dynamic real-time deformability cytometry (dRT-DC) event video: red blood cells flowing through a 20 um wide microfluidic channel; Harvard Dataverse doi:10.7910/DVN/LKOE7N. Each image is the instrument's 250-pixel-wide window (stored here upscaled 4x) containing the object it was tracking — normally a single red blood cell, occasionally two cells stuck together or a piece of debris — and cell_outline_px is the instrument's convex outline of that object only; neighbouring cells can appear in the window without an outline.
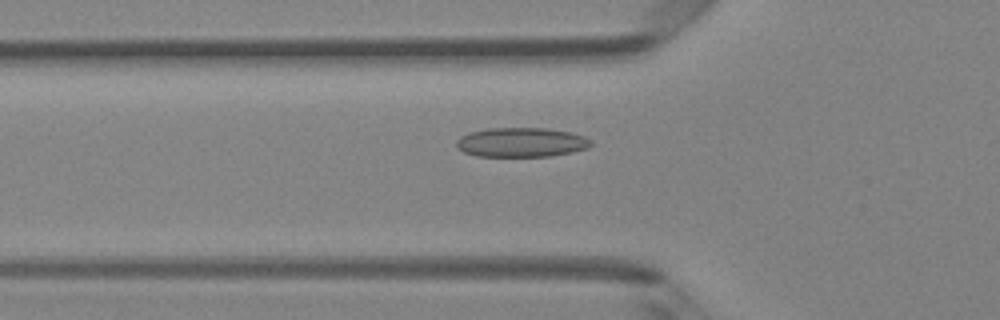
{"species": "Egyptian fruit bat (a non-hibernating species)", "species_latin": "Rousettus aegyptiacus", "temperature_condition": "room temperature", "stored_images_in_passage": 45, "camera_frame_rate_fps": 3000, "um_per_image_px": 0.085, "animal": {"sex": "female"}, "frame": {"image": 1, "passage_image": 17, "time_ms": 5.333, "image_size_px": [1000, 320], "cell_outline_px": [[592, 144], [588, 148], [572, 152], [548, 156], [476, 156], [464, 152], [456, 148], [456, 140], [460, 136], [468, 132], [488, 128], [544, 128], [572, 132], [584, 136], [592, 140]], "centroid_in_image_um": [44.29, 12.09], "position_along_channel_um": 81.5, "area_um2": 23.24}}
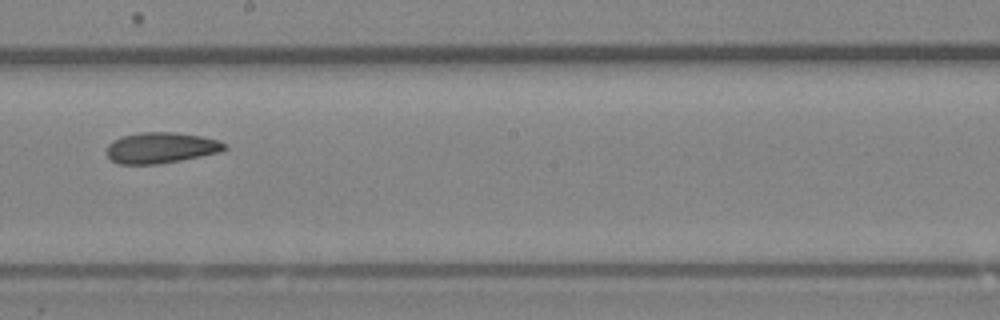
{"frame": {"image": 2, "passage_image": 28, "time_ms": 9.0, "image_size_px": [1000, 320], "cell_outline_px": [[228, 148], [220, 152], [160, 164], [120, 164], [112, 160], [108, 156], [108, 144], [112, 140], [124, 136], [140, 132], [172, 132], [200, 136], [220, 140]], "centroid_in_image_um": [13.69, 12.56], "position_along_channel_um": 234.5, "area_um2": 21.04}}
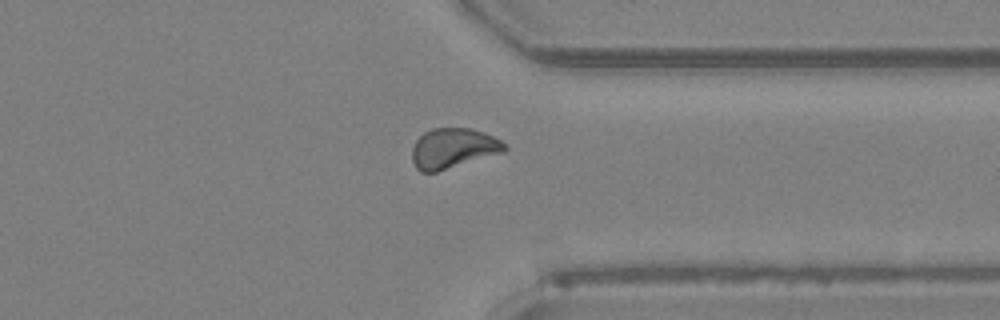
{"frame": {"image": 3, "passage_image": 38, "time_ms": 12.333, "image_size_px": [1000, 320], "cell_outline_px": [[508, 148], [504, 152], [436, 172], [420, 172], [416, 168], [412, 160], [412, 148], [416, 140], [424, 132], [432, 128], [472, 128], [484, 132], [500, 140]], "centroid_in_image_um": [38.5, 12.6], "position_along_channel_um": 372.9, "area_um2": 21.62}, "authors_computed_cell_mechanics": {"area_um2": 21.675, "velocity_mm_per_s": 4.1839, "shape_relaxation_time_tau1_ms": null, "shape_relaxation_time_tau2_ms": 7.5796, "deformation_change_tau1": null, "deformation_change_tau2": 0.1325}}